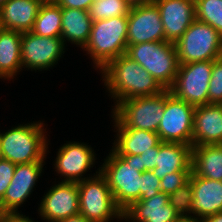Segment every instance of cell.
<instances>
[{
  "label": "cell",
  "instance_id": "6da1fadb",
  "mask_svg": "<svg viewBox=\"0 0 222 222\" xmlns=\"http://www.w3.org/2000/svg\"><path fill=\"white\" fill-rule=\"evenodd\" d=\"M100 71L111 98L116 100L115 107L126 99L153 96L165 90L146 69L126 53L111 60Z\"/></svg>",
  "mask_w": 222,
  "mask_h": 222
},
{
  "label": "cell",
  "instance_id": "7a4b0ae2",
  "mask_svg": "<svg viewBox=\"0 0 222 222\" xmlns=\"http://www.w3.org/2000/svg\"><path fill=\"white\" fill-rule=\"evenodd\" d=\"M100 172L105 176L116 206L124 212L141 197V175L135 155H119L113 149Z\"/></svg>",
  "mask_w": 222,
  "mask_h": 222
},
{
  "label": "cell",
  "instance_id": "3957f363",
  "mask_svg": "<svg viewBox=\"0 0 222 222\" xmlns=\"http://www.w3.org/2000/svg\"><path fill=\"white\" fill-rule=\"evenodd\" d=\"M43 122L18 125L7 132H0L1 158L13 164L45 162L48 140Z\"/></svg>",
  "mask_w": 222,
  "mask_h": 222
},
{
  "label": "cell",
  "instance_id": "277c9868",
  "mask_svg": "<svg viewBox=\"0 0 222 222\" xmlns=\"http://www.w3.org/2000/svg\"><path fill=\"white\" fill-rule=\"evenodd\" d=\"M128 16L93 21L90 37L83 48L96 68L103 69L111 60L127 51Z\"/></svg>",
  "mask_w": 222,
  "mask_h": 222
},
{
  "label": "cell",
  "instance_id": "5b68a950",
  "mask_svg": "<svg viewBox=\"0 0 222 222\" xmlns=\"http://www.w3.org/2000/svg\"><path fill=\"white\" fill-rule=\"evenodd\" d=\"M126 54L146 69L164 89H169L177 75L179 62L175 43L144 42L129 45Z\"/></svg>",
  "mask_w": 222,
  "mask_h": 222
},
{
  "label": "cell",
  "instance_id": "8992f818",
  "mask_svg": "<svg viewBox=\"0 0 222 222\" xmlns=\"http://www.w3.org/2000/svg\"><path fill=\"white\" fill-rule=\"evenodd\" d=\"M169 89L153 96L136 97L121 101L114 109L115 128H135L157 132L164 113L165 99Z\"/></svg>",
  "mask_w": 222,
  "mask_h": 222
},
{
  "label": "cell",
  "instance_id": "52a82bcc",
  "mask_svg": "<svg viewBox=\"0 0 222 222\" xmlns=\"http://www.w3.org/2000/svg\"><path fill=\"white\" fill-rule=\"evenodd\" d=\"M94 176L77 182L79 189V214L90 222H108L123 219V212L116 206L111 190L100 168Z\"/></svg>",
  "mask_w": 222,
  "mask_h": 222
},
{
  "label": "cell",
  "instance_id": "ba28073f",
  "mask_svg": "<svg viewBox=\"0 0 222 222\" xmlns=\"http://www.w3.org/2000/svg\"><path fill=\"white\" fill-rule=\"evenodd\" d=\"M179 64L222 57V36L207 23L195 19L175 42Z\"/></svg>",
  "mask_w": 222,
  "mask_h": 222
},
{
  "label": "cell",
  "instance_id": "9c48e42d",
  "mask_svg": "<svg viewBox=\"0 0 222 222\" xmlns=\"http://www.w3.org/2000/svg\"><path fill=\"white\" fill-rule=\"evenodd\" d=\"M214 60L179 64L170 93L193 106L208 104V89Z\"/></svg>",
  "mask_w": 222,
  "mask_h": 222
},
{
  "label": "cell",
  "instance_id": "30bf717a",
  "mask_svg": "<svg viewBox=\"0 0 222 222\" xmlns=\"http://www.w3.org/2000/svg\"><path fill=\"white\" fill-rule=\"evenodd\" d=\"M194 110L195 106L170 94L157 130L160 140L192 146Z\"/></svg>",
  "mask_w": 222,
  "mask_h": 222
},
{
  "label": "cell",
  "instance_id": "8fae6325",
  "mask_svg": "<svg viewBox=\"0 0 222 222\" xmlns=\"http://www.w3.org/2000/svg\"><path fill=\"white\" fill-rule=\"evenodd\" d=\"M20 49L22 68L42 71L58 63L65 52V43L61 37H45L23 32Z\"/></svg>",
  "mask_w": 222,
  "mask_h": 222
},
{
  "label": "cell",
  "instance_id": "7c38bea8",
  "mask_svg": "<svg viewBox=\"0 0 222 222\" xmlns=\"http://www.w3.org/2000/svg\"><path fill=\"white\" fill-rule=\"evenodd\" d=\"M166 41L160 12L154 3L132 6L128 14L127 46Z\"/></svg>",
  "mask_w": 222,
  "mask_h": 222
},
{
  "label": "cell",
  "instance_id": "4fadbf2b",
  "mask_svg": "<svg viewBox=\"0 0 222 222\" xmlns=\"http://www.w3.org/2000/svg\"><path fill=\"white\" fill-rule=\"evenodd\" d=\"M43 220L56 222L79 213V189L77 182L61 181L44 194L39 205Z\"/></svg>",
  "mask_w": 222,
  "mask_h": 222
},
{
  "label": "cell",
  "instance_id": "5bb4252c",
  "mask_svg": "<svg viewBox=\"0 0 222 222\" xmlns=\"http://www.w3.org/2000/svg\"><path fill=\"white\" fill-rule=\"evenodd\" d=\"M44 162L17 164L12 181L0 200V215L19 214L21 206L31 195L37 180L43 172Z\"/></svg>",
  "mask_w": 222,
  "mask_h": 222
},
{
  "label": "cell",
  "instance_id": "9a60e30c",
  "mask_svg": "<svg viewBox=\"0 0 222 222\" xmlns=\"http://www.w3.org/2000/svg\"><path fill=\"white\" fill-rule=\"evenodd\" d=\"M95 152L92 147L79 142H69L60 147L57 153L54 168L58 174L64 176L62 181H83V174L93 167Z\"/></svg>",
  "mask_w": 222,
  "mask_h": 222
},
{
  "label": "cell",
  "instance_id": "2e32d148",
  "mask_svg": "<svg viewBox=\"0 0 222 222\" xmlns=\"http://www.w3.org/2000/svg\"><path fill=\"white\" fill-rule=\"evenodd\" d=\"M164 28L165 40L175 43L196 19L195 0H154Z\"/></svg>",
  "mask_w": 222,
  "mask_h": 222
},
{
  "label": "cell",
  "instance_id": "e0dca14e",
  "mask_svg": "<svg viewBox=\"0 0 222 222\" xmlns=\"http://www.w3.org/2000/svg\"><path fill=\"white\" fill-rule=\"evenodd\" d=\"M218 144H222V104L196 106L192 146Z\"/></svg>",
  "mask_w": 222,
  "mask_h": 222
},
{
  "label": "cell",
  "instance_id": "ac0fdd59",
  "mask_svg": "<svg viewBox=\"0 0 222 222\" xmlns=\"http://www.w3.org/2000/svg\"><path fill=\"white\" fill-rule=\"evenodd\" d=\"M193 189L192 214L197 219L222 212V181L206 179L191 173Z\"/></svg>",
  "mask_w": 222,
  "mask_h": 222
},
{
  "label": "cell",
  "instance_id": "d6986e66",
  "mask_svg": "<svg viewBox=\"0 0 222 222\" xmlns=\"http://www.w3.org/2000/svg\"><path fill=\"white\" fill-rule=\"evenodd\" d=\"M180 215L168 202V194L158 192L150 199L138 200L123 212L133 222H175Z\"/></svg>",
  "mask_w": 222,
  "mask_h": 222
},
{
  "label": "cell",
  "instance_id": "ffe728a7",
  "mask_svg": "<svg viewBox=\"0 0 222 222\" xmlns=\"http://www.w3.org/2000/svg\"><path fill=\"white\" fill-rule=\"evenodd\" d=\"M43 3L42 0H8L0 7V28L30 32Z\"/></svg>",
  "mask_w": 222,
  "mask_h": 222
},
{
  "label": "cell",
  "instance_id": "44dd1931",
  "mask_svg": "<svg viewBox=\"0 0 222 222\" xmlns=\"http://www.w3.org/2000/svg\"><path fill=\"white\" fill-rule=\"evenodd\" d=\"M192 146L181 143L160 142L156 167L152 170L157 178L174 172H192Z\"/></svg>",
  "mask_w": 222,
  "mask_h": 222
},
{
  "label": "cell",
  "instance_id": "7402d4cb",
  "mask_svg": "<svg viewBox=\"0 0 222 222\" xmlns=\"http://www.w3.org/2000/svg\"><path fill=\"white\" fill-rule=\"evenodd\" d=\"M117 139L112 149L119 155H141L148 149L156 147L160 142L157 132L135 128H115Z\"/></svg>",
  "mask_w": 222,
  "mask_h": 222
},
{
  "label": "cell",
  "instance_id": "603a6c76",
  "mask_svg": "<svg viewBox=\"0 0 222 222\" xmlns=\"http://www.w3.org/2000/svg\"><path fill=\"white\" fill-rule=\"evenodd\" d=\"M61 16V38L63 42L66 44V40H68L83 49L89 40L93 24V19L90 17L89 11L61 8Z\"/></svg>",
  "mask_w": 222,
  "mask_h": 222
},
{
  "label": "cell",
  "instance_id": "cb8c5ba5",
  "mask_svg": "<svg viewBox=\"0 0 222 222\" xmlns=\"http://www.w3.org/2000/svg\"><path fill=\"white\" fill-rule=\"evenodd\" d=\"M22 32L0 28V78L10 80L22 70Z\"/></svg>",
  "mask_w": 222,
  "mask_h": 222
},
{
  "label": "cell",
  "instance_id": "d4e9b609",
  "mask_svg": "<svg viewBox=\"0 0 222 222\" xmlns=\"http://www.w3.org/2000/svg\"><path fill=\"white\" fill-rule=\"evenodd\" d=\"M192 173L222 181V144L192 146Z\"/></svg>",
  "mask_w": 222,
  "mask_h": 222
},
{
  "label": "cell",
  "instance_id": "484cf974",
  "mask_svg": "<svg viewBox=\"0 0 222 222\" xmlns=\"http://www.w3.org/2000/svg\"><path fill=\"white\" fill-rule=\"evenodd\" d=\"M61 7L56 2H44L30 32L45 37H61Z\"/></svg>",
  "mask_w": 222,
  "mask_h": 222
},
{
  "label": "cell",
  "instance_id": "4316f807",
  "mask_svg": "<svg viewBox=\"0 0 222 222\" xmlns=\"http://www.w3.org/2000/svg\"><path fill=\"white\" fill-rule=\"evenodd\" d=\"M196 19L207 23L222 36V0H195Z\"/></svg>",
  "mask_w": 222,
  "mask_h": 222
},
{
  "label": "cell",
  "instance_id": "83f0119b",
  "mask_svg": "<svg viewBox=\"0 0 222 222\" xmlns=\"http://www.w3.org/2000/svg\"><path fill=\"white\" fill-rule=\"evenodd\" d=\"M131 6L125 0H98L89 9L93 21L128 16Z\"/></svg>",
  "mask_w": 222,
  "mask_h": 222
},
{
  "label": "cell",
  "instance_id": "f1b7e54d",
  "mask_svg": "<svg viewBox=\"0 0 222 222\" xmlns=\"http://www.w3.org/2000/svg\"><path fill=\"white\" fill-rule=\"evenodd\" d=\"M169 204L180 216H191L193 202V189L189 181L184 186L177 188L168 195Z\"/></svg>",
  "mask_w": 222,
  "mask_h": 222
},
{
  "label": "cell",
  "instance_id": "f546056e",
  "mask_svg": "<svg viewBox=\"0 0 222 222\" xmlns=\"http://www.w3.org/2000/svg\"><path fill=\"white\" fill-rule=\"evenodd\" d=\"M208 104H222V57L215 59L212 65Z\"/></svg>",
  "mask_w": 222,
  "mask_h": 222
},
{
  "label": "cell",
  "instance_id": "4dcf8cb0",
  "mask_svg": "<svg viewBox=\"0 0 222 222\" xmlns=\"http://www.w3.org/2000/svg\"><path fill=\"white\" fill-rule=\"evenodd\" d=\"M192 172H174L161 178L160 189L165 194L173 193L177 188L189 182Z\"/></svg>",
  "mask_w": 222,
  "mask_h": 222
},
{
  "label": "cell",
  "instance_id": "1f68e13d",
  "mask_svg": "<svg viewBox=\"0 0 222 222\" xmlns=\"http://www.w3.org/2000/svg\"><path fill=\"white\" fill-rule=\"evenodd\" d=\"M161 179L157 178L152 171H144L141 175V197L139 200L150 199L160 189Z\"/></svg>",
  "mask_w": 222,
  "mask_h": 222
},
{
  "label": "cell",
  "instance_id": "d6a6232c",
  "mask_svg": "<svg viewBox=\"0 0 222 222\" xmlns=\"http://www.w3.org/2000/svg\"><path fill=\"white\" fill-rule=\"evenodd\" d=\"M16 164L7 159L0 158V200L12 181Z\"/></svg>",
  "mask_w": 222,
  "mask_h": 222
},
{
  "label": "cell",
  "instance_id": "836d02e7",
  "mask_svg": "<svg viewBox=\"0 0 222 222\" xmlns=\"http://www.w3.org/2000/svg\"><path fill=\"white\" fill-rule=\"evenodd\" d=\"M159 153V144L137 156L140 171H152L156 167V159Z\"/></svg>",
  "mask_w": 222,
  "mask_h": 222
},
{
  "label": "cell",
  "instance_id": "e575fe53",
  "mask_svg": "<svg viewBox=\"0 0 222 222\" xmlns=\"http://www.w3.org/2000/svg\"><path fill=\"white\" fill-rule=\"evenodd\" d=\"M56 3L61 8H74L89 11L93 0H57Z\"/></svg>",
  "mask_w": 222,
  "mask_h": 222
},
{
  "label": "cell",
  "instance_id": "d590c367",
  "mask_svg": "<svg viewBox=\"0 0 222 222\" xmlns=\"http://www.w3.org/2000/svg\"><path fill=\"white\" fill-rule=\"evenodd\" d=\"M0 222H34L28 216L26 217L23 214H5L0 215Z\"/></svg>",
  "mask_w": 222,
  "mask_h": 222
},
{
  "label": "cell",
  "instance_id": "8d00e7d4",
  "mask_svg": "<svg viewBox=\"0 0 222 222\" xmlns=\"http://www.w3.org/2000/svg\"><path fill=\"white\" fill-rule=\"evenodd\" d=\"M56 222H90L87 220L83 215H80L79 213L73 216H70L68 218L56 221Z\"/></svg>",
  "mask_w": 222,
  "mask_h": 222
},
{
  "label": "cell",
  "instance_id": "74e56055",
  "mask_svg": "<svg viewBox=\"0 0 222 222\" xmlns=\"http://www.w3.org/2000/svg\"><path fill=\"white\" fill-rule=\"evenodd\" d=\"M202 222H222V212L210 215L202 219Z\"/></svg>",
  "mask_w": 222,
  "mask_h": 222
},
{
  "label": "cell",
  "instance_id": "f35d334b",
  "mask_svg": "<svg viewBox=\"0 0 222 222\" xmlns=\"http://www.w3.org/2000/svg\"><path fill=\"white\" fill-rule=\"evenodd\" d=\"M131 7L153 3L154 0H125Z\"/></svg>",
  "mask_w": 222,
  "mask_h": 222
},
{
  "label": "cell",
  "instance_id": "ab89813d",
  "mask_svg": "<svg viewBox=\"0 0 222 222\" xmlns=\"http://www.w3.org/2000/svg\"><path fill=\"white\" fill-rule=\"evenodd\" d=\"M175 222H202V220L194 216H180Z\"/></svg>",
  "mask_w": 222,
  "mask_h": 222
},
{
  "label": "cell",
  "instance_id": "60d3db41",
  "mask_svg": "<svg viewBox=\"0 0 222 222\" xmlns=\"http://www.w3.org/2000/svg\"><path fill=\"white\" fill-rule=\"evenodd\" d=\"M8 0H0V7L4 4V3H6Z\"/></svg>",
  "mask_w": 222,
  "mask_h": 222
},
{
  "label": "cell",
  "instance_id": "b9f144b4",
  "mask_svg": "<svg viewBox=\"0 0 222 222\" xmlns=\"http://www.w3.org/2000/svg\"><path fill=\"white\" fill-rule=\"evenodd\" d=\"M43 2H56L57 0H42Z\"/></svg>",
  "mask_w": 222,
  "mask_h": 222
}]
</instances>
